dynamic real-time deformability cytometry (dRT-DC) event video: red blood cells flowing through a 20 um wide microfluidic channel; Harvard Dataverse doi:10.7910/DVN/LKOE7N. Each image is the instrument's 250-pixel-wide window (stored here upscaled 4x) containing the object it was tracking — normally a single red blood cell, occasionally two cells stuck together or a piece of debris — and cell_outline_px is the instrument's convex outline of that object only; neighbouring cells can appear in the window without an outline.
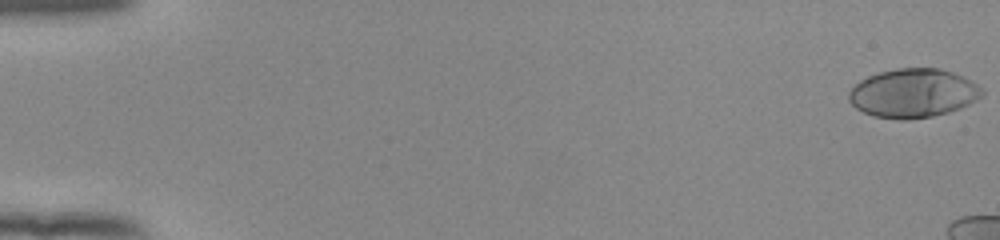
{"species": "human", "species_latin": "Homo sapiens", "temperature_condition": "room temperature", "stored_images_in_passage": 49, "camera_frame_rate_fps": 3000, "um_per_image_px": 0.085, "donor": {"sex": "female"}, "frame": {"image": 1, "passage_image": 1, "time_ms": 0.0, "image_size_px": [1000, 240], "cell_outline_px": [[984, 96], [960, 108], [948, 112], [932, 116], [904, 120], [900, 120], [872, 116], [856, 108], [848, 100], [848, 92], [860, 80], [868, 76], [880, 72], [896, 68], [940, 68], [964, 76], [984, 88]], "centroid_in_image_um": [77.64, 7.92], "position_along_channel_um": 7.4, "area_um2": 38.15}}
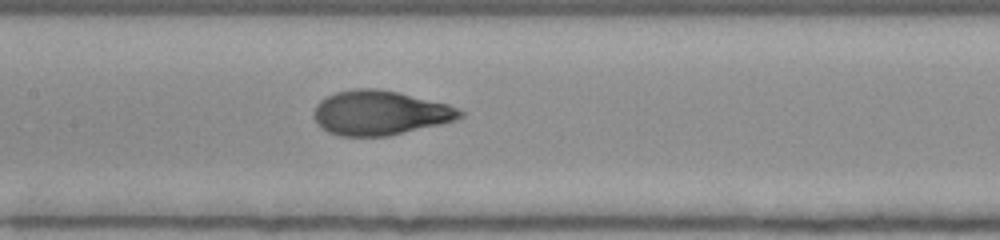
{"frame": {"image": 2, "passage_image": 28, "time_ms": 9.0, "image_size_px": [1000, 240], "cell_outline_px": [[464, 116], [456, 120], [440, 124], [388, 136], [340, 136], [328, 132], [320, 128], [316, 124], [316, 104], [320, 100], [336, 92], [356, 88], [376, 88], [396, 92], [448, 104], [464, 112]], "centroid_in_image_um": [32.29, 9.6], "position_along_channel_um": 175.1, "area_um2": 37.63}}
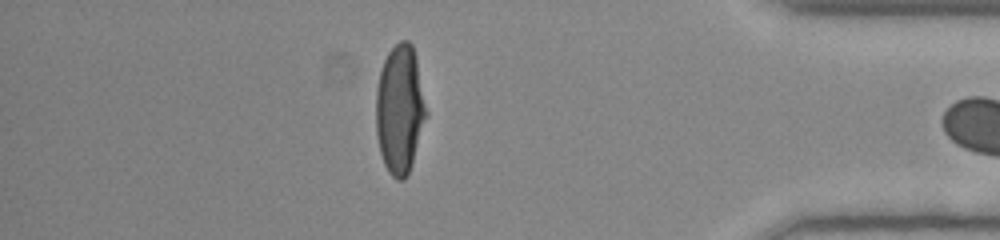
{"frame": {"image": 3, "passage_image": 48, "time_ms": 15.667, "image_size_px": [1000, 240], "cell_outline_px": [[428, 116], [408, 176], [404, 180], [396, 180], [388, 172], [384, 164], [380, 152], [376, 136], [376, 88], [380, 72], [384, 60], [388, 52], [400, 40], [408, 40], [412, 44], [416, 56], [428, 112]], "centroid_in_image_um": [34.0, 9.32], "position_along_channel_um": 401.2, "area_um2": 38.32}}